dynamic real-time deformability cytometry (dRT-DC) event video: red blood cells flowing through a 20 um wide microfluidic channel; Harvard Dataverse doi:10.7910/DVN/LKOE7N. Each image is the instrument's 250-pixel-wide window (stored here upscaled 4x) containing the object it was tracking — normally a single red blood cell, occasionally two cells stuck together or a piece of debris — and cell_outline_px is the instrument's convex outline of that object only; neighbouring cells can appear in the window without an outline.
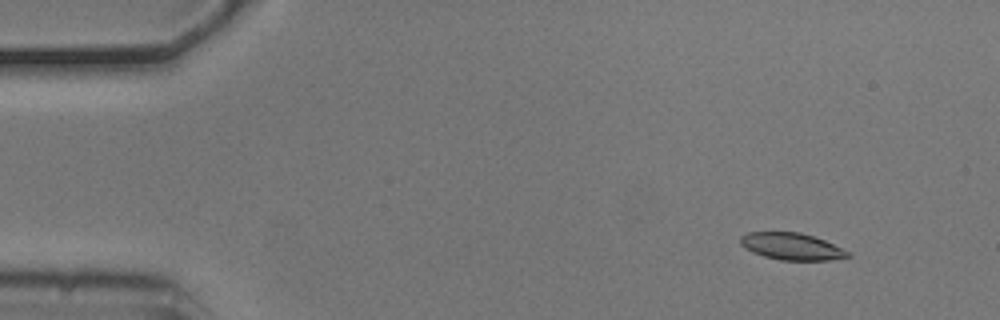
{"species": "common noctule bat (a hibernating species)", "species_latin": "Nyctalus noctula", "temperature_condition": "cold", "stored_images_in_passage": 55, "camera_frame_rate_fps": 3000, "um_per_image_px": 0.085, "animal": {"sex": "male", "body_mass_g": 20.5, "forearm_length_mm": 52.5}, "frame": {"image": 1, "passage_image": 6, "time_ms": 1.667, "image_size_px": [1000, 320], "cell_outline_px": [[852, 256], [828, 260], [780, 260], [764, 256], [752, 252], [744, 248], [740, 244], [740, 236], [748, 232], [800, 232], [824, 240], [852, 252]], "centroid_in_image_um": [67.29, 20.95], "position_along_channel_um": 17.7, "area_um2": 16.94}}
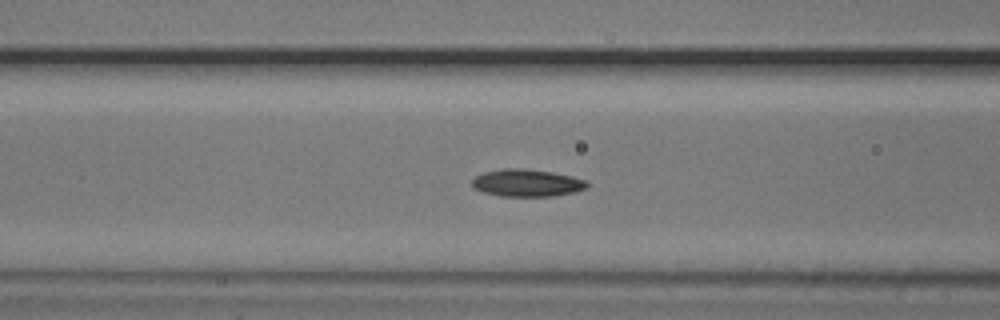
{"frame": {"image": 2, "passage_image": 22, "time_ms": 7.0, "image_size_px": [1000, 320], "cell_outline_px": [[588, 184], [584, 188], [576, 192], [552, 196], [500, 196], [484, 192], [472, 188], [472, 180], [476, 176], [484, 172], [504, 168], [524, 168], [552, 172], [572, 176], [588, 180]], "centroid_in_image_um": [44.79, 15.54], "position_along_channel_um": 121.8, "area_um2": 18.38}}
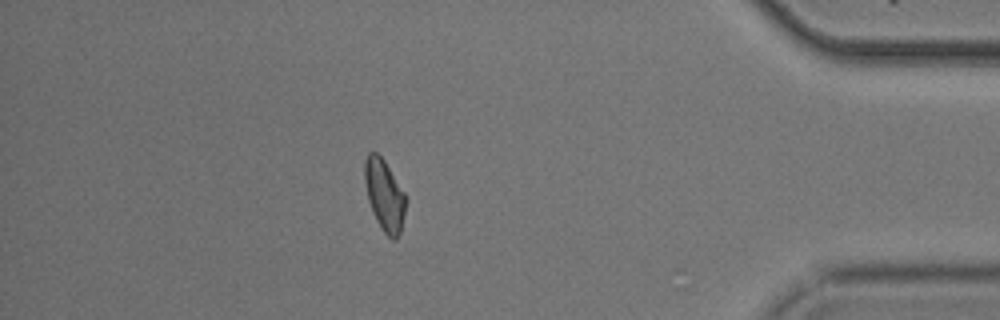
{"frame": {"image": 3, "passage_image": 48, "time_ms": 15.667, "image_size_px": [1000, 320], "cell_outline_px": [[408, 200], [400, 232], [396, 240], [392, 240], [384, 232], [376, 220], [372, 212], [368, 200], [364, 180], [364, 160], [368, 152], [376, 152], [384, 160], [404, 192]], "centroid_in_image_um": [32.68, 16.59], "position_along_channel_um": 402.5, "area_um2": 17.22}, "authors_computed_cell_mechanics": {"area_um2": 17.3978, "velocity_mm_per_s": 3.7192, "shape_relaxation_time_tau1_ms": 3.0235, "shape_relaxation_time_tau2_ms": 6.331, "deformation_change_tau1": 0.1085, "deformation_change_tau2": 0.1295}}